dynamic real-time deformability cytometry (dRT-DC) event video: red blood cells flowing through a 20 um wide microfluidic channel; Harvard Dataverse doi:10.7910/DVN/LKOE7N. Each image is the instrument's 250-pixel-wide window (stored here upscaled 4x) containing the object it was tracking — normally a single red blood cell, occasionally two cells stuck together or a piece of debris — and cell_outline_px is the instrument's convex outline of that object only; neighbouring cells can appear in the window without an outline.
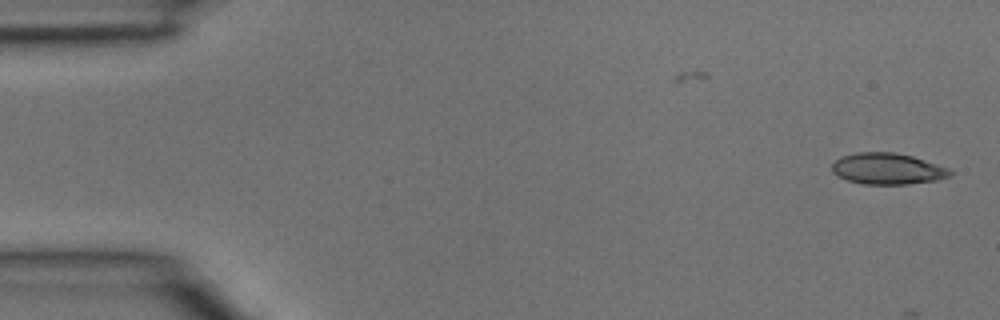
{"species": "common noctule bat (a hibernating species)", "species_latin": "Nyctalus noctula", "temperature_condition": "room temperature", "stored_images_in_passage": 2, "camera_frame_rate_fps": 3000, "um_per_image_px": 0.085, "animal": {"sex": "male", "body_mass_g": 15.6}, "frame": {"image": 1, "passage_image": 2, "time_ms": 0.333, "image_size_px": [1000, 320], "cell_outline_px": [[952, 176], [936, 180], [908, 184], [864, 184], [848, 180], [832, 172], [832, 164], [840, 156], [856, 152], [896, 152], [912, 156], [948, 168], [952, 172]], "centroid_in_image_um": [75.43, 14.33], "position_along_channel_um": 9.6, "area_um2": 21.44}}